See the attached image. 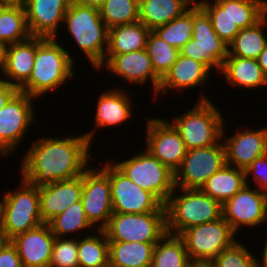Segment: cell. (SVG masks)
I'll return each mask as SVG.
<instances>
[{
  "label": "cell",
  "instance_id": "f907efd6",
  "mask_svg": "<svg viewBox=\"0 0 267 267\" xmlns=\"http://www.w3.org/2000/svg\"><path fill=\"white\" fill-rule=\"evenodd\" d=\"M9 240L5 236V233L3 232L2 228L0 227V250L4 247V245L8 242Z\"/></svg>",
  "mask_w": 267,
  "mask_h": 267
},
{
  "label": "cell",
  "instance_id": "f5cc1de1",
  "mask_svg": "<svg viewBox=\"0 0 267 267\" xmlns=\"http://www.w3.org/2000/svg\"><path fill=\"white\" fill-rule=\"evenodd\" d=\"M191 6H193V5H198L199 4V2H200V0H186Z\"/></svg>",
  "mask_w": 267,
  "mask_h": 267
},
{
  "label": "cell",
  "instance_id": "83f0119b",
  "mask_svg": "<svg viewBox=\"0 0 267 267\" xmlns=\"http://www.w3.org/2000/svg\"><path fill=\"white\" fill-rule=\"evenodd\" d=\"M156 243L109 241V266L151 267Z\"/></svg>",
  "mask_w": 267,
  "mask_h": 267
},
{
  "label": "cell",
  "instance_id": "8d00e7d4",
  "mask_svg": "<svg viewBox=\"0 0 267 267\" xmlns=\"http://www.w3.org/2000/svg\"><path fill=\"white\" fill-rule=\"evenodd\" d=\"M146 50L155 73L161 79L172 68L180 55V49L170 46L153 31L148 35Z\"/></svg>",
  "mask_w": 267,
  "mask_h": 267
},
{
  "label": "cell",
  "instance_id": "ba28073f",
  "mask_svg": "<svg viewBox=\"0 0 267 267\" xmlns=\"http://www.w3.org/2000/svg\"><path fill=\"white\" fill-rule=\"evenodd\" d=\"M236 234L224 217L184 230L183 239L192 263L212 262L224 249L236 240Z\"/></svg>",
  "mask_w": 267,
  "mask_h": 267
},
{
  "label": "cell",
  "instance_id": "52a82bcc",
  "mask_svg": "<svg viewBox=\"0 0 267 267\" xmlns=\"http://www.w3.org/2000/svg\"><path fill=\"white\" fill-rule=\"evenodd\" d=\"M114 165L133 183L153 193L164 205L174 191V172L146 149Z\"/></svg>",
  "mask_w": 267,
  "mask_h": 267
},
{
  "label": "cell",
  "instance_id": "30bf717a",
  "mask_svg": "<svg viewBox=\"0 0 267 267\" xmlns=\"http://www.w3.org/2000/svg\"><path fill=\"white\" fill-rule=\"evenodd\" d=\"M180 54L203 63L210 71L219 70L228 56V44L216 34L199 5H193L192 38L180 49Z\"/></svg>",
  "mask_w": 267,
  "mask_h": 267
},
{
  "label": "cell",
  "instance_id": "cb8c5ba5",
  "mask_svg": "<svg viewBox=\"0 0 267 267\" xmlns=\"http://www.w3.org/2000/svg\"><path fill=\"white\" fill-rule=\"evenodd\" d=\"M113 89L98 97L95 115V126L98 128L116 127L130 120L129 118L133 115L132 100L128 98L130 96H127V92L119 88Z\"/></svg>",
  "mask_w": 267,
  "mask_h": 267
},
{
  "label": "cell",
  "instance_id": "f6af8a7d",
  "mask_svg": "<svg viewBox=\"0 0 267 267\" xmlns=\"http://www.w3.org/2000/svg\"><path fill=\"white\" fill-rule=\"evenodd\" d=\"M7 48L8 45L6 43L0 42V75L2 74L3 76L6 69ZM0 81H3V78L0 77Z\"/></svg>",
  "mask_w": 267,
  "mask_h": 267
},
{
  "label": "cell",
  "instance_id": "4fadbf2b",
  "mask_svg": "<svg viewBox=\"0 0 267 267\" xmlns=\"http://www.w3.org/2000/svg\"><path fill=\"white\" fill-rule=\"evenodd\" d=\"M33 101L34 97L18 90L0 109L1 157L18 149L19 143L28 131L27 129L31 127L33 121H36Z\"/></svg>",
  "mask_w": 267,
  "mask_h": 267
},
{
  "label": "cell",
  "instance_id": "816d5d0a",
  "mask_svg": "<svg viewBox=\"0 0 267 267\" xmlns=\"http://www.w3.org/2000/svg\"><path fill=\"white\" fill-rule=\"evenodd\" d=\"M190 267H215L211 262L207 263H192Z\"/></svg>",
  "mask_w": 267,
  "mask_h": 267
},
{
  "label": "cell",
  "instance_id": "5b68a950",
  "mask_svg": "<svg viewBox=\"0 0 267 267\" xmlns=\"http://www.w3.org/2000/svg\"><path fill=\"white\" fill-rule=\"evenodd\" d=\"M183 115H176L172 125L179 132L187 150L212 146L225 138L222 113L206 96Z\"/></svg>",
  "mask_w": 267,
  "mask_h": 267
},
{
  "label": "cell",
  "instance_id": "f546056e",
  "mask_svg": "<svg viewBox=\"0 0 267 267\" xmlns=\"http://www.w3.org/2000/svg\"><path fill=\"white\" fill-rule=\"evenodd\" d=\"M266 24L267 14L255 25L240 29L228 45V54L257 60L267 43L266 33L263 31Z\"/></svg>",
  "mask_w": 267,
  "mask_h": 267
},
{
  "label": "cell",
  "instance_id": "e0dca14e",
  "mask_svg": "<svg viewBox=\"0 0 267 267\" xmlns=\"http://www.w3.org/2000/svg\"><path fill=\"white\" fill-rule=\"evenodd\" d=\"M103 66L112 75L123 78L122 80L125 79L127 82L137 83L138 86L145 85L150 80L154 95H158L161 78L155 73L146 49L123 54H105L101 68Z\"/></svg>",
  "mask_w": 267,
  "mask_h": 267
},
{
  "label": "cell",
  "instance_id": "836d02e7",
  "mask_svg": "<svg viewBox=\"0 0 267 267\" xmlns=\"http://www.w3.org/2000/svg\"><path fill=\"white\" fill-rule=\"evenodd\" d=\"M198 5L210 18L216 34L229 45L240 31L229 18V0H200Z\"/></svg>",
  "mask_w": 267,
  "mask_h": 267
},
{
  "label": "cell",
  "instance_id": "f35d334b",
  "mask_svg": "<svg viewBox=\"0 0 267 267\" xmlns=\"http://www.w3.org/2000/svg\"><path fill=\"white\" fill-rule=\"evenodd\" d=\"M266 14V0H229V18L239 29L255 25Z\"/></svg>",
  "mask_w": 267,
  "mask_h": 267
},
{
  "label": "cell",
  "instance_id": "1f68e13d",
  "mask_svg": "<svg viewBox=\"0 0 267 267\" xmlns=\"http://www.w3.org/2000/svg\"><path fill=\"white\" fill-rule=\"evenodd\" d=\"M30 36L25 8L0 5V42L9 45L25 41Z\"/></svg>",
  "mask_w": 267,
  "mask_h": 267
},
{
  "label": "cell",
  "instance_id": "ffe728a7",
  "mask_svg": "<svg viewBox=\"0 0 267 267\" xmlns=\"http://www.w3.org/2000/svg\"><path fill=\"white\" fill-rule=\"evenodd\" d=\"M82 192L83 174L71 179L40 186V212L43 222L48 224L70 205L81 201Z\"/></svg>",
  "mask_w": 267,
  "mask_h": 267
},
{
  "label": "cell",
  "instance_id": "60d3db41",
  "mask_svg": "<svg viewBox=\"0 0 267 267\" xmlns=\"http://www.w3.org/2000/svg\"><path fill=\"white\" fill-rule=\"evenodd\" d=\"M74 237H55L49 267H79L78 236Z\"/></svg>",
  "mask_w": 267,
  "mask_h": 267
},
{
  "label": "cell",
  "instance_id": "7dc6e473",
  "mask_svg": "<svg viewBox=\"0 0 267 267\" xmlns=\"http://www.w3.org/2000/svg\"><path fill=\"white\" fill-rule=\"evenodd\" d=\"M72 1L80 5L99 9L105 0H72Z\"/></svg>",
  "mask_w": 267,
  "mask_h": 267
},
{
  "label": "cell",
  "instance_id": "bcb514c9",
  "mask_svg": "<svg viewBox=\"0 0 267 267\" xmlns=\"http://www.w3.org/2000/svg\"><path fill=\"white\" fill-rule=\"evenodd\" d=\"M257 61L262 68L263 73L267 76V43L264 47V50L259 54Z\"/></svg>",
  "mask_w": 267,
  "mask_h": 267
},
{
  "label": "cell",
  "instance_id": "277c9868",
  "mask_svg": "<svg viewBox=\"0 0 267 267\" xmlns=\"http://www.w3.org/2000/svg\"><path fill=\"white\" fill-rule=\"evenodd\" d=\"M178 189L181 190L179 196L175 194ZM165 209L166 231L174 235L222 217V204L200 189L174 188L165 203Z\"/></svg>",
  "mask_w": 267,
  "mask_h": 267
},
{
  "label": "cell",
  "instance_id": "484cf974",
  "mask_svg": "<svg viewBox=\"0 0 267 267\" xmlns=\"http://www.w3.org/2000/svg\"><path fill=\"white\" fill-rule=\"evenodd\" d=\"M246 185L245 170L223 165L201 186L200 190L224 204Z\"/></svg>",
  "mask_w": 267,
  "mask_h": 267
},
{
  "label": "cell",
  "instance_id": "3957f363",
  "mask_svg": "<svg viewBox=\"0 0 267 267\" xmlns=\"http://www.w3.org/2000/svg\"><path fill=\"white\" fill-rule=\"evenodd\" d=\"M63 22L91 65L96 70L101 69L108 47L109 28L99 9L71 1Z\"/></svg>",
  "mask_w": 267,
  "mask_h": 267
},
{
  "label": "cell",
  "instance_id": "8fae6325",
  "mask_svg": "<svg viewBox=\"0 0 267 267\" xmlns=\"http://www.w3.org/2000/svg\"><path fill=\"white\" fill-rule=\"evenodd\" d=\"M101 169L109 176L113 212H166L165 205L153 193L133 183L113 163H106Z\"/></svg>",
  "mask_w": 267,
  "mask_h": 267
},
{
  "label": "cell",
  "instance_id": "ee69618b",
  "mask_svg": "<svg viewBox=\"0 0 267 267\" xmlns=\"http://www.w3.org/2000/svg\"><path fill=\"white\" fill-rule=\"evenodd\" d=\"M18 91V89L7 82L0 81V109H2L9 99Z\"/></svg>",
  "mask_w": 267,
  "mask_h": 267
},
{
  "label": "cell",
  "instance_id": "4dcf8cb0",
  "mask_svg": "<svg viewBox=\"0 0 267 267\" xmlns=\"http://www.w3.org/2000/svg\"><path fill=\"white\" fill-rule=\"evenodd\" d=\"M183 239L166 233L154 246L151 267H190Z\"/></svg>",
  "mask_w": 267,
  "mask_h": 267
},
{
  "label": "cell",
  "instance_id": "74e56055",
  "mask_svg": "<svg viewBox=\"0 0 267 267\" xmlns=\"http://www.w3.org/2000/svg\"><path fill=\"white\" fill-rule=\"evenodd\" d=\"M52 233L56 237H65L66 234H72L84 228H91L88 221L82 201L75 202L65 209L61 214L53 218L49 223Z\"/></svg>",
  "mask_w": 267,
  "mask_h": 267
},
{
  "label": "cell",
  "instance_id": "6da1fadb",
  "mask_svg": "<svg viewBox=\"0 0 267 267\" xmlns=\"http://www.w3.org/2000/svg\"><path fill=\"white\" fill-rule=\"evenodd\" d=\"M93 132L78 137L37 139L22 157V179L40 187L82 175L92 157Z\"/></svg>",
  "mask_w": 267,
  "mask_h": 267
},
{
  "label": "cell",
  "instance_id": "e575fe53",
  "mask_svg": "<svg viewBox=\"0 0 267 267\" xmlns=\"http://www.w3.org/2000/svg\"><path fill=\"white\" fill-rule=\"evenodd\" d=\"M153 32L170 46L181 49L193 33V6L165 25L156 27Z\"/></svg>",
  "mask_w": 267,
  "mask_h": 267
},
{
  "label": "cell",
  "instance_id": "5bb4252c",
  "mask_svg": "<svg viewBox=\"0 0 267 267\" xmlns=\"http://www.w3.org/2000/svg\"><path fill=\"white\" fill-rule=\"evenodd\" d=\"M222 216L235 233L241 226H262L267 222V193L246 184L222 204Z\"/></svg>",
  "mask_w": 267,
  "mask_h": 267
},
{
  "label": "cell",
  "instance_id": "f1b7e54d",
  "mask_svg": "<svg viewBox=\"0 0 267 267\" xmlns=\"http://www.w3.org/2000/svg\"><path fill=\"white\" fill-rule=\"evenodd\" d=\"M190 7L186 0H139V21L153 31L182 15Z\"/></svg>",
  "mask_w": 267,
  "mask_h": 267
},
{
  "label": "cell",
  "instance_id": "ab89813d",
  "mask_svg": "<svg viewBox=\"0 0 267 267\" xmlns=\"http://www.w3.org/2000/svg\"><path fill=\"white\" fill-rule=\"evenodd\" d=\"M237 240L224 249L211 263L215 267H258V259Z\"/></svg>",
  "mask_w": 267,
  "mask_h": 267
},
{
  "label": "cell",
  "instance_id": "7a4b0ae2",
  "mask_svg": "<svg viewBox=\"0 0 267 267\" xmlns=\"http://www.w3.org/2000/svg\"><path fill=\"white\" fill-rule=\"evenodd\" d=\"M74 59L56 38L37 37V50L29 80L19 89L35 99L74 77Z\"/></svg>",
  "mask_w": 267,
  "mask_h": 267
},
{
  "label": "cell",
  "instance_id": "d6a6232c",
  "mask_svg": "<svg viewBox=\"0 0 267 267\" xmlns=\"http://www.w3.org/2000/svg\"><path fill=\"white\" fill-rule=\"evenodd\" d=\"M85 237H78L79 267L109 266V241L105 232L97 230L95 235Z\"/></svg>",
  "mask_w": 267,
  "mask_h": 267
},
{
  "label": "cell",
  "instance_id": "9c48e42d",
  "mask_svg": "<svg viewBox=\"0 0 267 267\" xmlns=\"http://www.w3.org/2000/svg\"><path fill=\"white\" fill-rule=\"evenodd\" d=\"M108 241L157 243L166 233V212H113L103 229Z\"/></svg>",
  "mask_w": 267,
  "mask_h": 267
},
{
  "label": "cell",
  "instance_id": "7c38bea8",
  "mask_svg": "<svg viewBox=\"0 0 267 267\" xmlns=\"http://www.w3.org/2000/svg\"><path fill=\"white\" fill-rule=\"evenodd\" d=\"M187 150L181 166L174 173L175 188L200 189L226 164L224 143Z\"/></svg>",
  "mask_w": 267,
  "mask_h": 267
},
{
  "label": "cell",
  "instance_id": "9a60e30c",
  "mask_svg": "<svg viewBox=\"0 0 267 267\" xmlns=\"http://www.w3.org/2000/svg\"><path fill=\"white\" fill-rule=\"evenodd\" d=\"M97 170L89 166L83 172L81 201L90 224L103 230L113 214V204L109 176L102 169Z\"/></svg>",
  "mask_w": 267,
  "mask_h": 267
},
{
  "label": "cell",
  "instance_id": "d590c367",
  "mask_svg": "<svg viewBox=\"0 0 267 267\" xmlns=\"http://www.w3.org/2000/svg\"><path fill=\"white\" fill-rule=\"evenodd\" d=\"M99 14L110 29L139 21V0H105Z\"/></svg>",
  "mask_w": 267,
  "mask_h": 267
},
{
  "label": "cell",
  "instance_id": "681fc988",
  "mask_svg": "<svg viewBox=\"0 0 267 267\" xmlns=\"http://www.w3.org/2000/svg\"><path fill=\"white\" fill-rule=\"evenodd\" d=\"M265 245L263 246L264 249L262 250V259L261 261H258V267H267V237L265 239Z\"/></svg>",
  "mask_w": 267,
  "mask_h": 267
},
{
  "label": "cell",
  "instance_id": "ac0fdd59",
  "mask_svg": "<svg viewBox=\"0 0 267 267\" xmlns=\"http://www.w3.org/2000/svg\"><path fill=\"white\" fill-rule=\"evenodd\" d=\"M72 0H27L24 8L31 36L56 38Z\"/></svg>",
  "mask_w": 267,
  "mask_h": 267
},
{
  "label": "cell",
  "instance_id": "c3c4849f",
  "mask_svg": "<svg viewBox=\"0 0 267 267\" xmlns=\"http://www.w3.org/2000/svg\"><path fill=\"white\" fill-rule=\"evenodd\" d=\"M27 0H0V5L25 6Z\"/></svg>",
  "mask_w": 267,
  "mask_h": 267
},
{
  "label": "cell",
  "instance_id": "7402d4cb",
  "mask_svg": "<svg viewBox=\"0 0 267 267\" xmlns=\"http://www.w3.org/2000/svg\"><path fill=\"white\" fill-rule=\"evenodd\" d=\"M37 50V37L9 44L7 48L6 69L3 81L15 86L18 90L29 80Z\"/></svg>",
  "mask_w": 267,
  "mask_h": 267
},
{
  "label": "cell",
  "instance_id": "7bdbcfd3",
  "mask_svg": "<svg viewBox=\"0 0 267 267\" xmlns=\"http://www.w3.org/2000/svg\"><path fill=\"white\" fill-rule=\"evenodd\" d=\"M0 267H23L17 249L11 241L0 250Z\"/></svg>",
  "mask_w": 267,
  "mask_h": 267
},
{
  "label": "cell",
  "instance_id": "8992f818",
  "mask_svg": "<svg viewBox=\"0 0 267 267\" xmlns=\"http://www.w3.org/2000/svg\"><path fill=\"white\" fill-rule=\"evenodd\" d=\"M16 191H7L0 201V227L10 241L44 224L40 212L39 187L21 180Z\"/></svg>",
  "mask_w": 267,
  "mask_h": 267
},
{
  "label": "cell",
  "instance_id": "b9f144b4",
  "mask_svg": "<svg viewBox=\"0 0 267 267\" xmlns=\"http://www.w3.org/2000/svg\"><path fill=\"white\" fill-rule=\"evenodd\" d=\"M253 175V180L258 186V190L267 193V153L261 157L256 158L246 169V184L250 175Z\"/></svg>",
  "mask_w": 267,
  "mask_h": 267
},
{
  "label": "cell",
  "instance_id": "d4e9b609",
  "mask_svg": "<svg viewBox=\"0 0 267 267\" xmlns=\"http://www.w3.org/2000/svg\"><path fill=\"white\" fill-rule=\"evenodd\" d=\"M220 71L224 74L229 85L247 89L267 86V76L255 59L228 56Z\"/></svg>",
  "mask_w": 267,
  "mask_h": 267
},
{
  "label": "cell",
  "instance_id": "2e32d148",
  "mask_svg": "<svg viewBox=\"0 0 267 267\" xmlns=\"http://www.w3.org/2000/svg\"><path fill=\"white\" fill-rule=\"evenodd\" d=\"M146 128V150L175 173L187 153L179 132L171 122L159 118H150Z\"/></svg>",
  "mask_w": 267,
  "mask_h": 267
},
{
  "label": "cell",
  "instance_id": "4316f807",
  "mask_svg": "<svg viewBox=\"0 0 267 267\" xmlns=\"http://www.w3.org/2000/svg\"><path fill=\"white\" fill-rule=\"evenodd\" d=\"M150 32L141 21L112 27L109 29L106 54H123L146 49Z\"/></svg>",
  "mask_w": 267,
  "mask_h": 267
},
{
  "label": "cell",
  "instance_id": "d6986e66",
  "mask_svg": "<svg viewBox=\"0 0 267 267\" xmlns=\"http://www.w3.org/2000/svg\"><path fill=\"white\" fill-rule=\"evenodd\" d=\"M55 237L50 225L44 223L10 241L16 247L23 267H49Z\"/></svg>",
  "mask_w": 267,
  "mask_h": 267
},
{
  "label": "cell",
  "instance_id": "603a6c76",
  "mask_svg": "<svg viewBox=\"0 0 267 267\" xmlns=\"http://www.w3.org/2000/svg\"><path fill=\"white\" fill-rule=\"evenodd\" d=\"M209 74L210 70L203 63L180 54L172 68L161 79L158 94L161 92L166 95L170 89L181 91L203 85L208 81Z\"/></svg>",
  "mask_w": 267,
  "mask_h": 267
},
{
  "label": "cell",
  "instance_id": "44dd1931",
  "mask_svg": "<svg viewBox=\"0 0 267 267\" xmlns=\"http://www.w3.org/2000/svg\"><path fill=\"white\" fill-rule=\"evenodd\" d=\"M222 141H225L226 164L245 170L256 158L267 153V128L238 130Z\"/></svg>",
  "mask_w": 267,
  "mask_h": 267
}]
</instances>
